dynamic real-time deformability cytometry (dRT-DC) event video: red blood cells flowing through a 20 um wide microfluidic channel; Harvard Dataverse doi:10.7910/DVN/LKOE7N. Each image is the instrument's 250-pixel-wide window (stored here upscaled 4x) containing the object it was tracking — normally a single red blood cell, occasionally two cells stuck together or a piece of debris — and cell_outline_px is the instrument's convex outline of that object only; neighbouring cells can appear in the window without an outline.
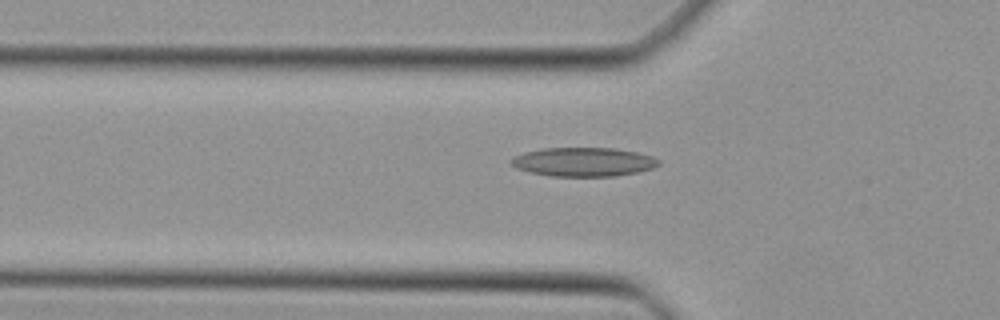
{"species": "Egyptian fruit bat (a non-hibernating species)", "species_latin": "Rousettus aegyptiacus", "temperature_condition": "cold", "stored_images_in_passage": 37, "camera_frame_rate_fps": 3000, "um_per_image_px": 0.085, "animal": {"sex": "female"}, "frame": {"image": 1, "passage_image": 8, "time_ms": 2.333, "image_size_px": [1000, 320], "cell_outline_px": [[660, 164], [652, 168], [640, 172], [616, 176], [548, 176], [516, 168], [508, 160], [524, 152], [540, 148], [616, 148], [636, 152], [652, 156], [660, 160]], "centroid_in_image_um": [49.61, 13.76], "position_along_channel_um": 76.2, "area_um2": 24.97}}
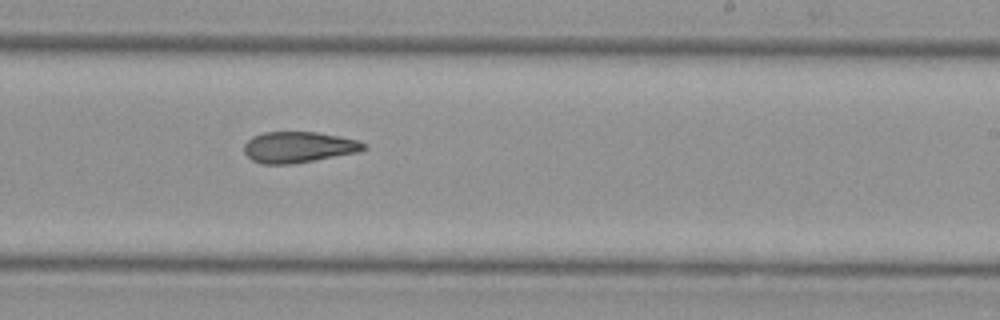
{"frame": {"image": 2, "passage_image": 21, "time_ms": 6.667, "image_size_px": [1000, 320], "cell_outline_px": [[368, 148], [356, 152], [292, 164], [260, 164], [252, 160], [244, 152], [244, 144], [252, 136], [264, 132], [316, 132], [356, 140], [368, 144]], "centroid_in_image_um": [25.34, 12.51], "position_along_channel_um": 263.7, "area_um2": 21.44}}
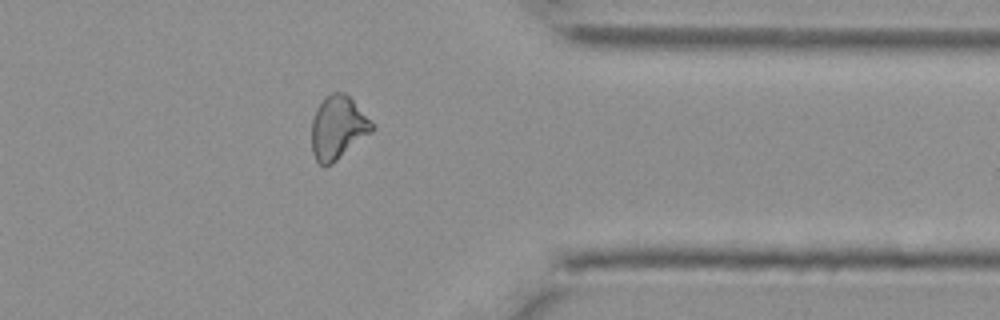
{"frame": {"image": 3, "passage_image": 30, "time_ms": 9.667, "image_size_px": [1000, 320], "cell_outline_px": [[376, 128], [372, 132], [332, 164], [324, 168], [316, 160], [312, 152], [312, 120], [316, 108], [320, 100], [324, 96], [332, 92], [344, 92], [352, 100]], "centroid_in_image_um": [28.69, 10.86], "position_along_channel_um": 382.7, "area_um2": 22.25}}